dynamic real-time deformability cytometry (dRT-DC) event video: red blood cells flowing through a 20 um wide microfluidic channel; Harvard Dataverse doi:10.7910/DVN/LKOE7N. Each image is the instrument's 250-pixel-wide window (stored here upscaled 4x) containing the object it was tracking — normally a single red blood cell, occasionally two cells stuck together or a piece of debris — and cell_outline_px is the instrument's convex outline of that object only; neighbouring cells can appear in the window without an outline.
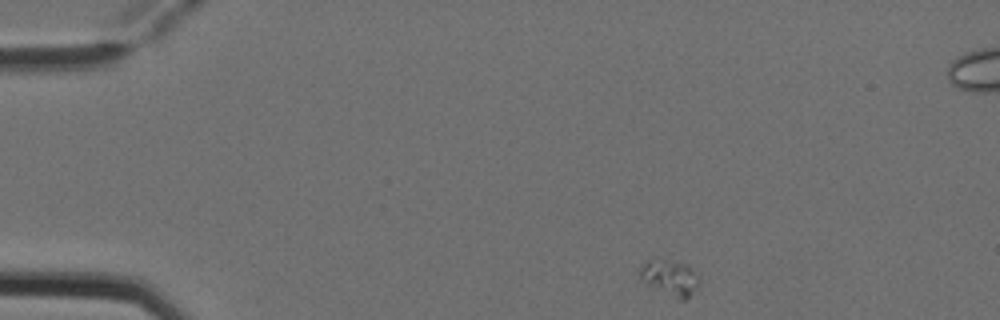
{"species": "Egyptian fruit bat (a non-hibernating species)", "species_latin": "Rousettus aegyptiacus", "temperature_condition": "cold", "stored_images_in_passage": 4, "camera_frame_rate_fps": 3000, "um_per_image_px": 0.085, "animal": {"sex": "female"}, "frame": {"image": 1, "passage_image": 1, "time_ms": 0.0, "image_size_px": [1000, 320], "cell_outline_px": [[700, 280], [696, 288], [684, 300], [676, 300], [640, 280], [640, 268], [652, 256], [684, 264], [692, 268]], "centroid_in_image_um": [56.91, 23.59], "position_along_channel_um": 28.1, "area_um2": 12.43}}